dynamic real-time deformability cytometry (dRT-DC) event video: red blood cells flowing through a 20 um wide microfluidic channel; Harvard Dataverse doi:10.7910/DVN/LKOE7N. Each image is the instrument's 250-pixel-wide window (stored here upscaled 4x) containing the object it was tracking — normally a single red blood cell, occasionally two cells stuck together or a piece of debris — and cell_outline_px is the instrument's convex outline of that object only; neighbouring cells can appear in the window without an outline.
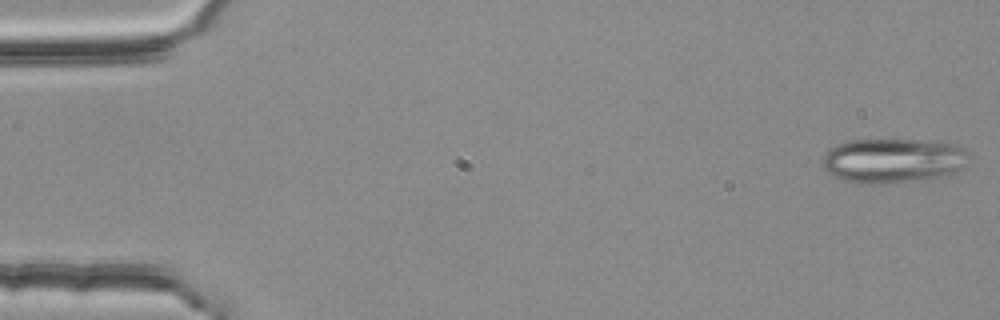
{"species": "common noctule bat (a hibernating species)", "species_latin": "Nyctalus noctula", "temperature_condition": "room temperature", "stored_images_in_passage": 4, "camera_frame_rate_fps": 3000, "um_per_image_px": 0.085, "animal": {"sex": "female", "body_mass_g": 25.1}, "frame": {"image": 1, "passage_image": 1, "time_ms": 0.0, "image_size_px": [1000, 320], "cell_outline_px": [[972, 156], [960, 168], [952, 172], [932, 176], [908, 180], [880, 184], [868, 184], [840, 180], [832, 176], [824, 168], [820, 160], [824, 152], [828, 148], [836, 144], [848, 140], [920, 140], [956, 144], [968, 152]], "centroid_in_image_um": [75.79, 13.62], "position_along_channel_um": 9.2, "area_um2": 37.8}}